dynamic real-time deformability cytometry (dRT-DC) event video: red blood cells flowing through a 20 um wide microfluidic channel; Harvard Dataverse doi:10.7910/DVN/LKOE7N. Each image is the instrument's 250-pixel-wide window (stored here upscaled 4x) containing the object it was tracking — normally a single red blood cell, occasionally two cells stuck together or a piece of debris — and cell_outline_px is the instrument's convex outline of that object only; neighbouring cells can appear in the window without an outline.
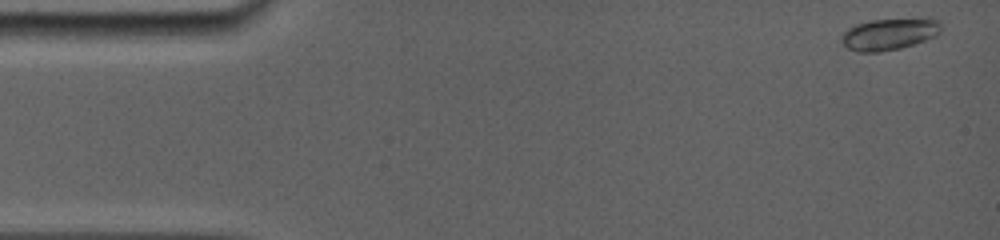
{"species": "common noctule bat (a hibernating species)", "species_latin": "Nyctalus noctula", "temperature_condition": "room temperature", "stored_images_in_passage": 20, "camera_frame_rate_fps": 5000, "um_per_image_px": 0.085, "animal": {"sex": "female", "body_mass_g": 19.0, "forearm_length_mm": 56.7}, "frame": {"image": 1, "passage_image": 1, "time_ms": 0.0, "image_size_px": [1000, 240], "cell_outline_px": [[940, 32], [936, 36], [900, 48], [880, 52], [860, 52], [848, 48], [840, 40], [840, 36], [848, 28], [856, 24], [872, 20], [924, 16], [932, 16], [940, 20]], "centroid_in_image_um": [75.64, 2.85], "position_along_channel_um": 9.4, "area_um2": 18.9}}
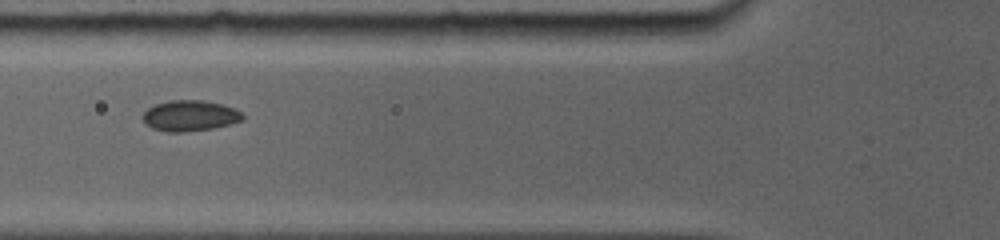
{"frame": {"image": 2, "passage_image": 12, "time_ms": 5.6, "image_size_px": [1000, 240], "cell_outline_px": [[244, 120], [212, 128], [184, 132], [168, 132], [152, 128], [144, 124], [140, 116], [148, 108], [156, 104], [172, 100], [200, 100], [220, 104], [236, 108], [244, 116]], "centroid_in_image_um": [16.1, 9.84], "position_along_channel_um": 109.7, "area_um2": 17.92}}
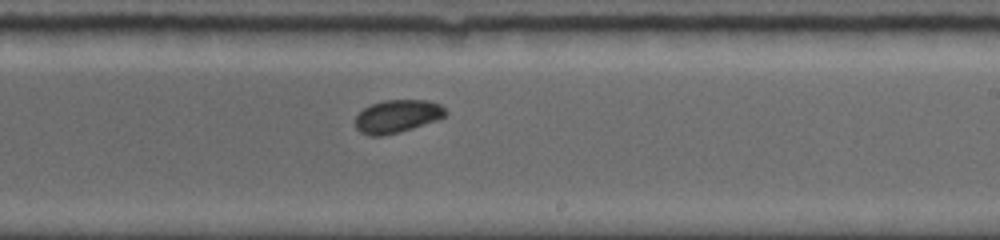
{"frame": {"image": 3, "passage_image": 20, "time_ms": 9.4, "image_size_px": [1000, 240], "cell_outline_px": [[448, 112], [444, 116], [436, 120], [400, 132], [380, 136], [368, 136], [360, 132], [356, 128], [356, 116], [364, 108], [372, 104], [384, 100], [428, 100], [440, 104]], "centroid_in_image_um": [33.76, 9.88], "position_along_channel_um": 255.2, "area_um2": 17.22}}